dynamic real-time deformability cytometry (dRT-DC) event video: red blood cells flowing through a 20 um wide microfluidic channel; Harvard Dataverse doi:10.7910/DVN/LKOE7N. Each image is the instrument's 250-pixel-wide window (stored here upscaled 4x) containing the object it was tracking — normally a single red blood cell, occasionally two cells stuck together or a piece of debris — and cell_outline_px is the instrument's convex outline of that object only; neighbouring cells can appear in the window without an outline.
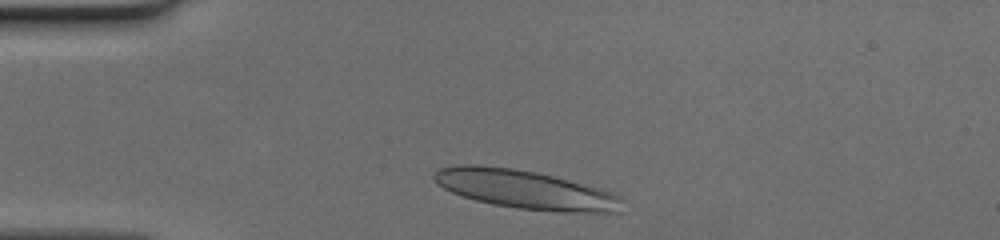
{"species": "human", "species_latin": "Homo sapiens", "temperature_condition": "cold", "stored_images_in_passage": 30, "camera_frame_rate_fps": 3000, "um_per_image_px": 0.085, "donor": {"sex": "female"}, "frame": {"image": 1, "passage_image": 2, "time_ms": 0.333, "image_size_px": [1000, 240], "cell_outline_px": [[624, 212], [560, 212], [520, 208], [492, 204], [476, 200], [452, 192], [444, 188], [432, 176], [432, 172], [436, 168], [456, 164], [480, 164], [512, 168], [536, 172], [552, 176], [596, 188], [620, 196], [624, 200]], "centroid_in_image_um": [44.62, 16.1], "position_along_channel_um": 40.4, "area_um2": 42.31}}
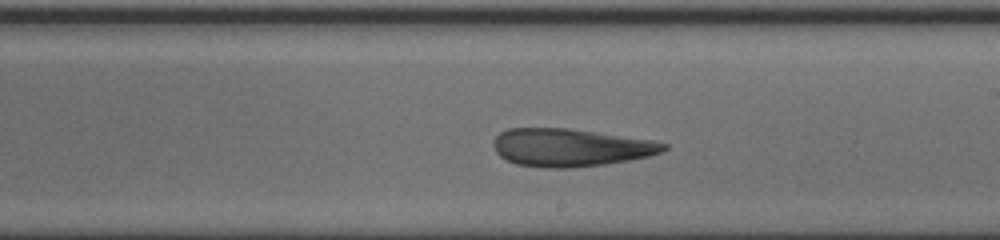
{"frame": {"image": 2, "passage_image": 19, "time_ms": 6.0, "image_size_px": [1000, 240], "cell_outline_px": [[668, 148], [660, 152], [648, 156], [628, 160], [604, 164], [572, 168], [548, 168], [516, 164], [500, 156], [496, 152], [492, 144], [492, 140], [500, 132], [508, 128], [568, 128], [652, 140], [668, 144]], "centroid_in_image_um": [48.45, 12.53], "position_along_channel_um": 240.5, "area_um2": 37.45}}
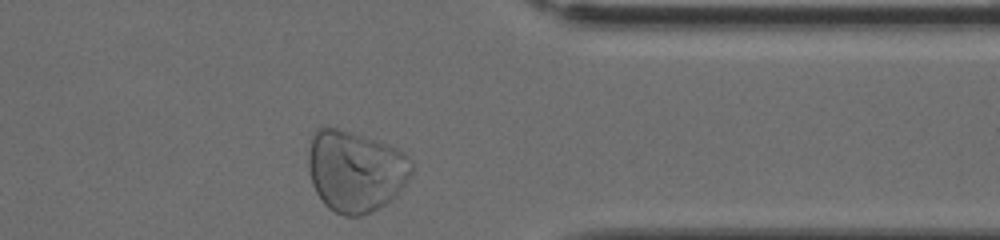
{"frame": {"image": 3, "passage_image": 30, "time_ms": 9.667, "image_size_px": [1000, 240], "cell_outline_px": [[412, 172], [404, 184], [384, 204], [360, 216], [344, 216], [328, 208], [324, 204], [316, 192], [312, 184], [308, 172], [308, 156], [312, 136], [316, 128], [324, 124], [328, 124], [396, 148], [404, 152], [412, 160]], "centroid_in_image_um": [30.15, 14.5], "position_along_channel_um": 381.3, "area_um2": 48.78}}